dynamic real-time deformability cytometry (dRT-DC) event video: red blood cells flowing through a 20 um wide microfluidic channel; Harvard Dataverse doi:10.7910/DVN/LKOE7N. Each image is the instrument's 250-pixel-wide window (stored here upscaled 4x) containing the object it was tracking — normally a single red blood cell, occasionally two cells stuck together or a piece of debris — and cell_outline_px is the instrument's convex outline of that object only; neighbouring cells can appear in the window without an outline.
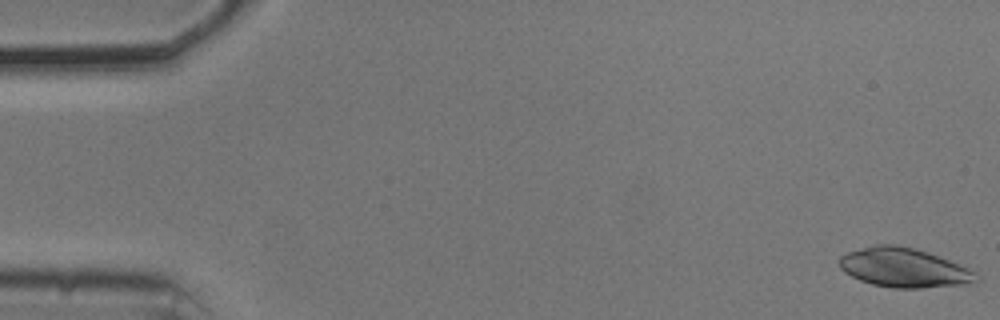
{"species": "common noctule bat (a hibernating species)", "species_latin": "Nyctalus noctula", "temperature_condition": "cold", "stored_images_in_passage": 16, "camera_frame_rate_fps": 3000, "um_per_image_px": 0.085, "animal": {"sex": "male", "body_mass_g": 20.5, "forearm_length_mm": 52.5}, "frame": {"image": 1, "passage_image": 1, "time_ms": 0.0, "image_size_px": [1000, 320], "cell_outline_px": [[980, 280], [972, 284], [920, 288], [892, 288], [872, 284], [860, 280], [844, 272], [840, 268], [840, 256], [848, 252], [872, 244], [896, 244], [912, 248], [948, 260], [968, 268], [976, 272]], "centroid_in_image_um": [76.84, 22.77], "position_along_channel_um": 8.2, "area_um2": 31.27}}
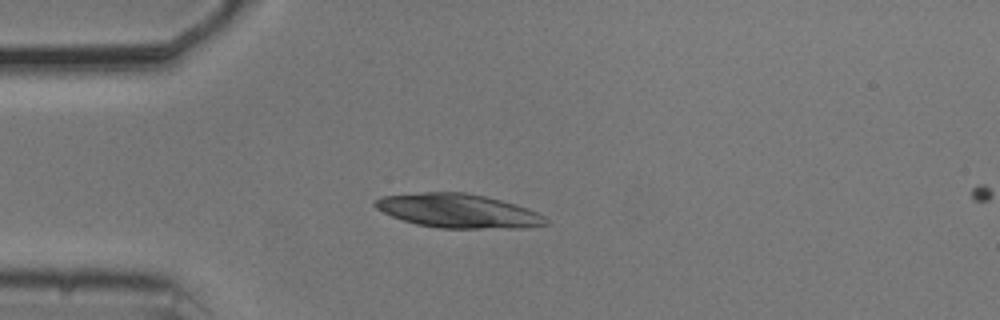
{"frame": {"image": 2, "passage_image": 14, "time_ms": 4.333, "image_size_px": [1000, 320], "cell_outline_px": [[548, 224], [524, 228], [440, 228], [416, 224], [392, 216], [376, 208], [372, 204], [376, 200], [384, 196], [424, 192], [464, 192], [484, 196], [516, 204], [528, 208], [544, 216], [548, 220]], "centroid_in_image_um": [38.97, 17.93], "position_along_channel_um": 46.0, "area_um2": 33.58}}